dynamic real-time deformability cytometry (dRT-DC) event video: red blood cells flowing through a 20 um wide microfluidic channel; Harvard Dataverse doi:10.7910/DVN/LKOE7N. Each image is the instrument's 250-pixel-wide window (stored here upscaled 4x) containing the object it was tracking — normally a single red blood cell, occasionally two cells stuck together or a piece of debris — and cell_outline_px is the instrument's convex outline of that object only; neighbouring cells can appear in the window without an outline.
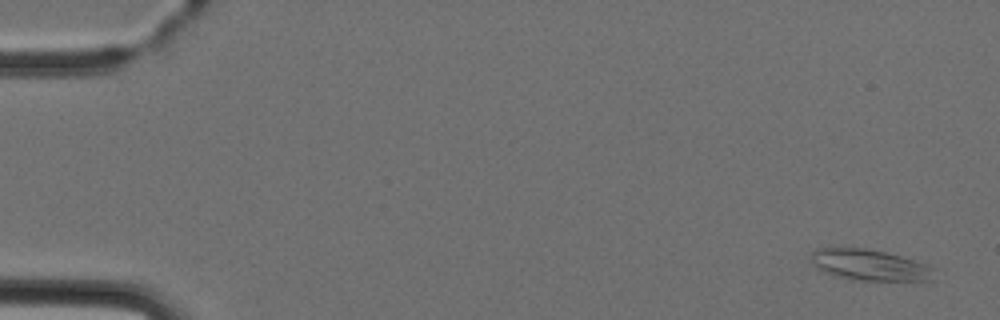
{"species": "Egyptian fruit bat (a non-hibernating species)", "species_latin": "Rousettus aegyptiacus", "temperature_condition": "cold", "stored_images_in_passage": 4, "camera_frame_rate_fps": 3000, "um_per_image_px": 0.085, "animal": {"sex": "female"}, "frame": {"image": 1, "passage_image": 1, "time_ms": 0.0, "image_size_px": [1000, 320], "cell_outline_px": [[936, 280], [864, 280], [840, 276], [824, 272], [816, 268], [812, 260], [812, 252], [816, 248], [864, 248], [884, 252], [900, 256], [936, 268]], "centroid_in_image_um": [73.97, 22.52], "position_along_channel_um": 11.0, "area_um2": 21.91}}
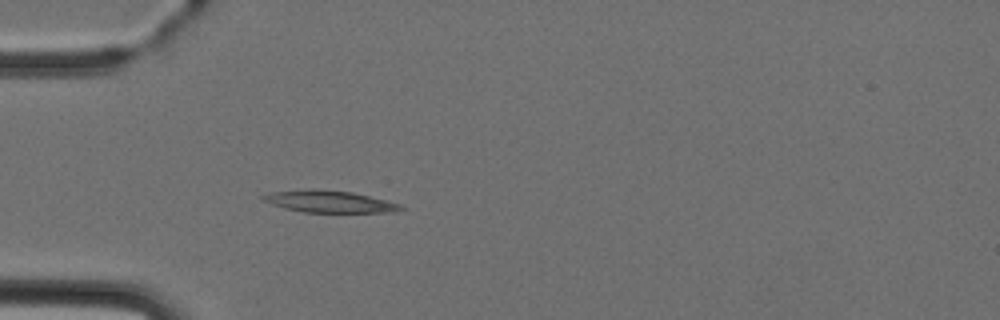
{"frame": {"image": 2, "passage_image": 4, "time_ms": 4.333, "image_size_px": [1000, 320], "cell_outline_px": [[404, 208], [396, 212], [304, 212], [284, 208], [260, 200], [260, 196], [268, 192], [308, 188], [316, 188], [352, 192], [400, 204]], "centroid_in_image_um": [27.9, 17.11], "position_along_channel_um": 57.1, "area_um2": 17.74}}